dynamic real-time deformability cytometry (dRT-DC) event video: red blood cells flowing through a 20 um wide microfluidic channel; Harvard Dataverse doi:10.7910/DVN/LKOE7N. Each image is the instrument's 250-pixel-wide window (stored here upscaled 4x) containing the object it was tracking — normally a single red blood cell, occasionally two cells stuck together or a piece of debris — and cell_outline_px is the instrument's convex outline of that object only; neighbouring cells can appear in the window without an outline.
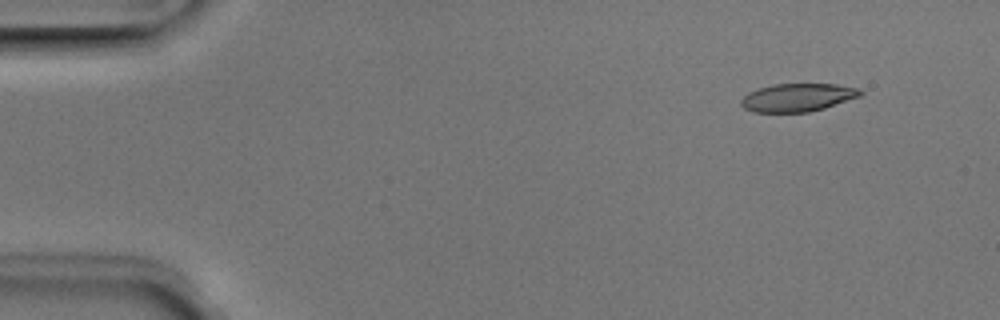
{"species": "Egyptian fruit bat (a non-hibernating species)", "species_latin": "Rousettus aegyptiacus", "temperature_condition": "room temperature", "stored_images_in_passage": 4, "camera_frame_rate_fps": 3000, "um_per_image_px": 0.085, "animal": {"sex": "male"}, "frame": {"image": 1, "passage_image": 2, "time_ms": 0.333, "image_size_px": [1000, 320], "cell_outline_px": [[864, 92], [860, 96], [824, 108], [808, 112], [752, 112], [744, 108], [740, 104], [740, 100], [748, 92], [756, 88], [772, 84], [836, 84], [860, 88]], "centroid_in_image_um": [67.77, 8.28], "position_along_channel_um": 17.2, "area_um2": 19.65}}